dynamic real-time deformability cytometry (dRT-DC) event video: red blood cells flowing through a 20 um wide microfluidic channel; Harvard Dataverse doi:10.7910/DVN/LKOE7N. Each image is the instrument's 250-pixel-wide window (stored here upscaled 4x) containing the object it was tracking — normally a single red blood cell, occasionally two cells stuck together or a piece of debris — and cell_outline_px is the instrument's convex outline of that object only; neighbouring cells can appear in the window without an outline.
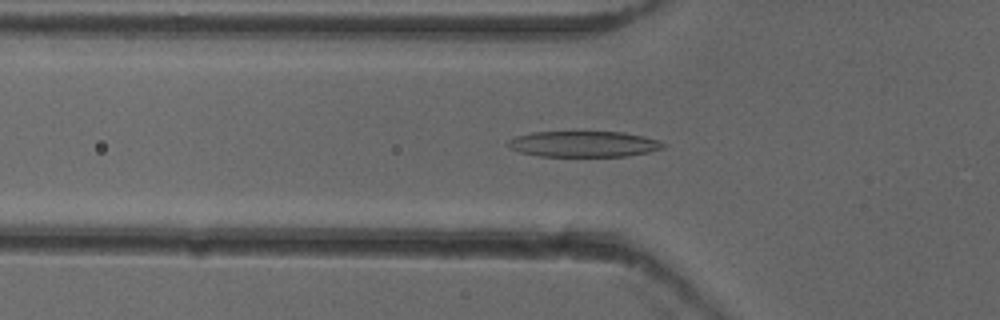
{"species": "common noctule bat (a hibernating species)", "species_latin": "Nyctalus noctula", "temperature_condition": "cold", "stored_images_in_passage": 51, "camera_frame_rate_fps": 3000, "um_per_image_px": 0.085, "animal": {"sex": "female"}, "frame": {"image": 1, "passage_image": 17, "time_ms": 5.333, "image_size_px": [1000, 320], "cell_outline_px": [[668, 144], [664, 148], [648, 152], [628, 156], [540, 156], [520, 152], [512, 148], [508, 144], [508, 140], [516, 136], [532, 132], [624, 132], [644, 136]], "centroid_in_image_um": [49.65, 12.24], "position_along_channel_um": 76.1, "area_um2": 23.29}}
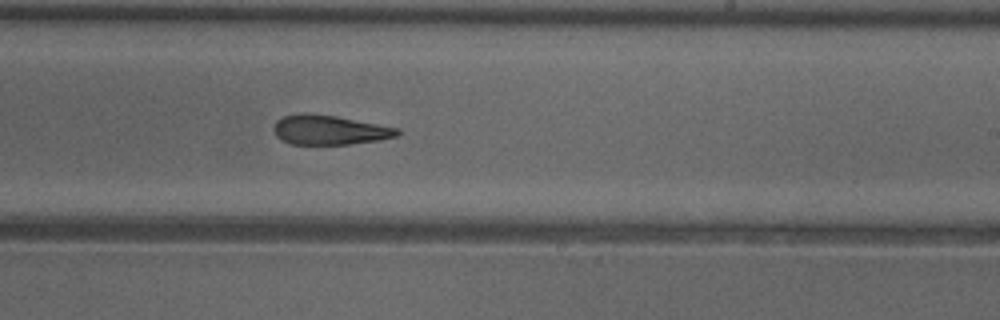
{"frame": {"image": 2, "passage_image": 31, "time_ms": 10.0, "image_size_px": [1000, 320], "cell_outline_px": [[400, 132], [396, 136], [380, 140], [348, 144], [292, 144], [276, 136], [272, 128], [276, 120], [284, 116], [300, 112], [308, 112], [336, 116], [400, 128]], "centroid_in_image_um": [27.98, 11.03], "position_along_channel_um": 261.0, "area_um2": 21.39}}
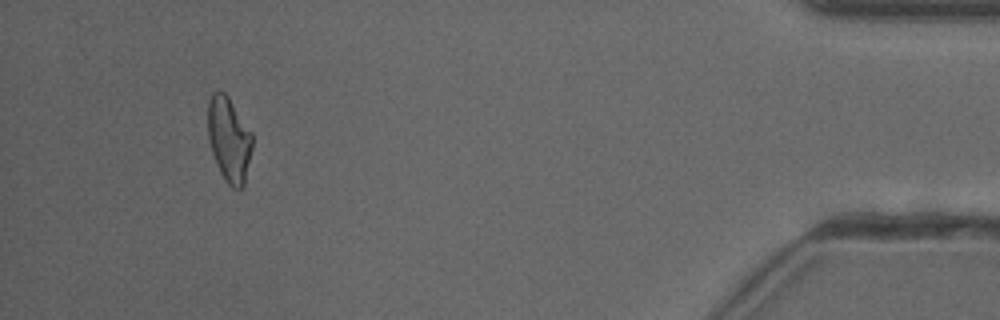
{"frame": {"image": 3, "passage_image": 48, "time_ms": 15.667, "image_size_px": [1000, 320], "cell_outline_px": [[252, 148], [244, 188], [232, 188], [224, 180], [216, 164], [208, 140], [208, 100], [212, 92], [220, 88], [228, 96], [252, 132]], "centroid_in_image_um": [19.46, 11.84], "position_along_channel_um": 415.7, "area_um2": 22.31}, "authors_computed_cell_mechanics": {"area_um2": 22.5998, "velocity_mm_per_s": 3.9352, "shape_relaxation_time_tau1_ms": null, "shape_relaxation_time_tau2_ms": 4.3244, "deformation_change_tau1": null, "deformation_change_tau2": 0.1535}}